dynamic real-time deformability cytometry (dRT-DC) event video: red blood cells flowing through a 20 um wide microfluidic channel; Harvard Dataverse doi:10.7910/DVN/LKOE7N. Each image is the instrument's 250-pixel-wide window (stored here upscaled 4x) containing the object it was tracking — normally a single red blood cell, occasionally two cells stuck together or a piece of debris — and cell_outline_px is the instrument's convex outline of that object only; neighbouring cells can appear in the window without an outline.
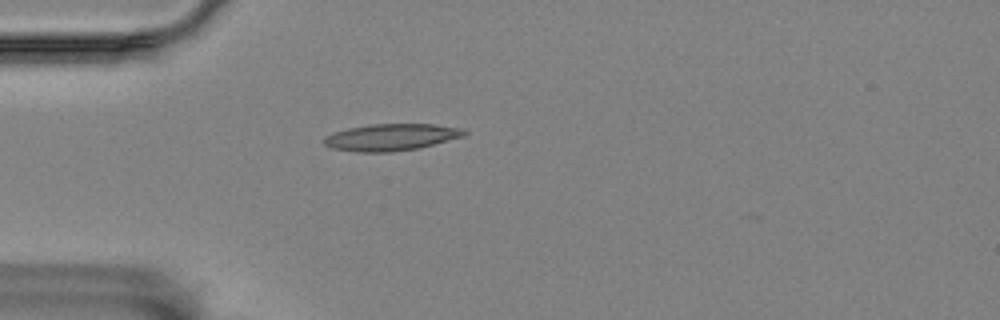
{"species": "Egyptian fruit bat (a non-hibernating species)", "species_latin": "Rousettus aegyptiacus", "temperature_condition": "room temperature", "stored_images_in_passage": 2, "camera_frame_rate_fps": 3000, "um_per_image_px": 0.085, "animal": {"sex": "female"}, "frame": {"image": 1, "passage_image": 2, "time_ms": 2.0, "image_size_px": [1000, 320], "cell_outline_px": [[468, 132], [464, 136], [420, 148], [392, 152], [356, 152], [332, 148], [324, 144], [324, 136], [332, 132], [348, 128], [372, 124], [432, 124], [464, 128]], "centroid_in_image_um": [33.25, 11.66], "position_along_channel_um": 51.7, "area_um2": 22.08}}